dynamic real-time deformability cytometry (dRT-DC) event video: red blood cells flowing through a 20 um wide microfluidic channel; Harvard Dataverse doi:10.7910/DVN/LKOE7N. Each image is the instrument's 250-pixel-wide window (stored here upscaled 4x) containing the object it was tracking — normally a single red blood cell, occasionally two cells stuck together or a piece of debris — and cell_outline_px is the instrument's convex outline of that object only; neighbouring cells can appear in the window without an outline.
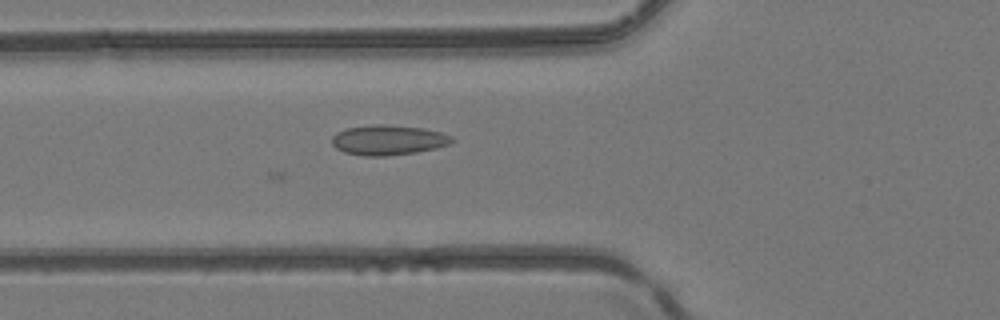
{"species": "common noctule bat (a hibernating species)", "species_latin": "Nyctalus noctula", "temperature_condition": "room temperature", "stored_images_in_passage": 26, "camera_frame_rate_fps": 3000, "um_per_image_px": 0.085, "animal": {"sex": "female", "body_mass_g": 24.6, "forearm_length_mm": 56.2}, "frame": {"image": 1, "passage_image": 4, "time_ms": 1.0, "image_size_px": [1000, 320], "cell_outline_px": [[452, 140], [448, 144], [436, 148], [416, 152], [384, 156], [364, 156], [344, 152], [336, 148], [332, 144], [332, 136], [336, 132], [348, 128], [372, 124], [384, 124], [424, 128], [440, 132], [452, 136]], "centroid_in_image_um": [32.96, 11.9], "position_along_channel_um": 92.8, "area_um2": 20.92}}
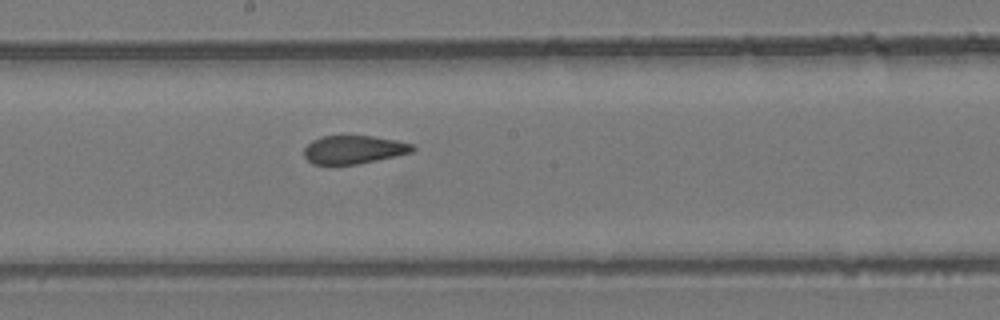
{"frame": {"image": 2, "passage_image": 13, "time_ms": 4.0, "image_size_px": [1000, 320], "cell_outline_px": [[416, 148], [412, 152], [396, 156], [356, 164], [312, 164], [304, 156], [304, 148], [312, 140], [320, 136], [372, 136], [396, 140], [412, 144]], "centroid_in_image_um": [30.06, 12.71], "position_along_channel_um": 218.1, "area_um2": 17.8}}
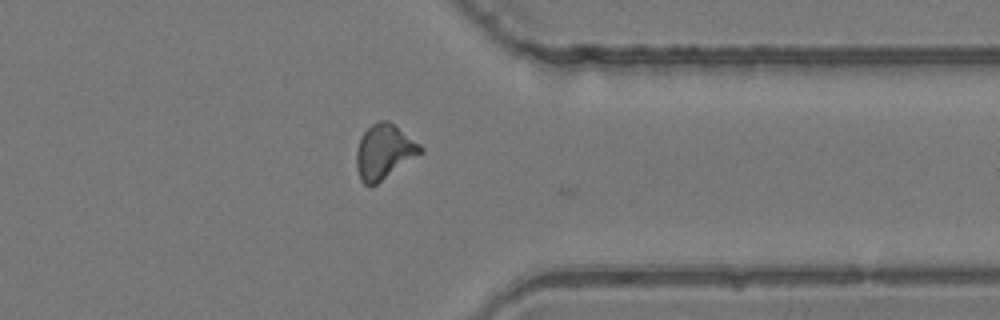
{"frame": {"image": 3, "passage_image": 25, "time_ms": 8.0, "image_size_px": [1000, 320], "cell_outline_px": [[424, 152], [376, 184], [364, 184], [360, 180], [356, 168], [356, 152], [360, 136], [372, 124], [380, 120], [388, 120], [420, 144], [424, 148]], "centroid_in_image_um": [32.65, 12.89], "position_along_channel_um": 378.8, "area_um2": 20.35}}